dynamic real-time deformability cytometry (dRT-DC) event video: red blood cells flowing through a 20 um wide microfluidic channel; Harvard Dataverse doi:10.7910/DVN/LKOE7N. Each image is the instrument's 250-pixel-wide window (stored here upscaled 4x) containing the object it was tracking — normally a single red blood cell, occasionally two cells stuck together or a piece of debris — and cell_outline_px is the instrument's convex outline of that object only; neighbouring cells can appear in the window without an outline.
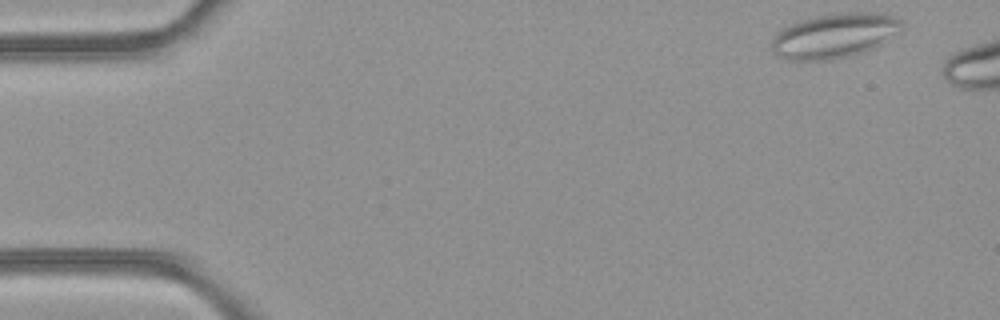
{"species": "common noctule bat (a hibernating species)", "species_latin": "Nyctalus noctula", "temperature_condition": "room temperature", "stored_images_in_passage": 7, "camera_frame_rate_fps": 3000, "um_per_image_px": 0.085, "animal": {"sex": "female", "body_mass_g": 21.9}, "frame": {"image": 1, "passage_image": 1, "time_ms": 0.0, "image_size_px": [1000, 320], "cell_outline_px": [[904, 28], [900, 32], [872, 48], [860, 52], [828, 60], [788, 60], [776, 56], [772, 52], [772, 40], [784, 28], [800, 20], [816, 16], [844, 12], [884, 12], [896, 16], [904, 20]], "centroid_in_image_um": [70.99, 3.0], "position_along_channel_um": 14.0, "area_um2": 33.81}}